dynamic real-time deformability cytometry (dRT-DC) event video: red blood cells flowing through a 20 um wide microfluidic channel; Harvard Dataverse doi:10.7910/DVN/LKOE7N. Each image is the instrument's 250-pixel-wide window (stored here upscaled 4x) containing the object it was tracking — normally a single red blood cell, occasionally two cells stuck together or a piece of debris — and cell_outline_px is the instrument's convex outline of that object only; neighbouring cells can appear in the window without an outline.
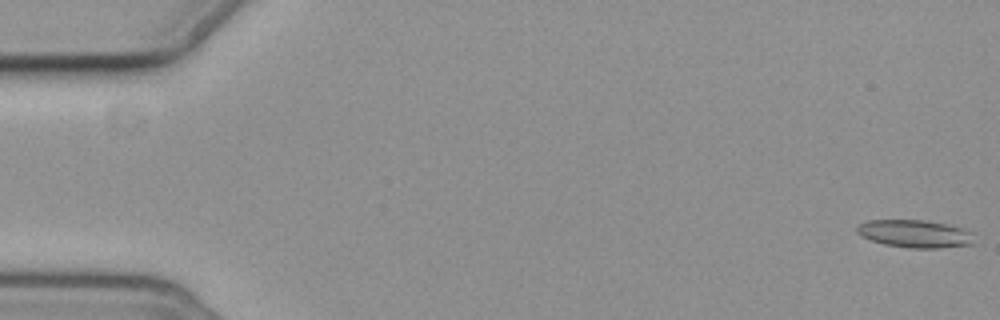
{"species": "common noctule bat (a hibernating species)", "species_latin": "Nyctalus noctula", "temperature_condition": "cold", "stored_images_in_passage": 5, "camera_frame_rate_fps": 3000, "um_per_image_px": 0.085, "animal": {"sex": "female", "body_mass_g": 19.3, "forearm_length_mm": 54.1}, "frame": {"image": 1, "passage_image": 1, "time_ms": 0.0, "image_size_px": [1000, 320], "cell_outline_px": [[976, 244], [940, 248], [908, 248], [884, 244], [872, 240], [856, 232], [856, 228], [860, 224], [868, 220], [920, 220], [944, 224], [960, 228], [968, 232]], "centroid_in_image_um": [77.74, 19.88], "position_along_channel_um": 7.3, "area_um2": 18.55}}
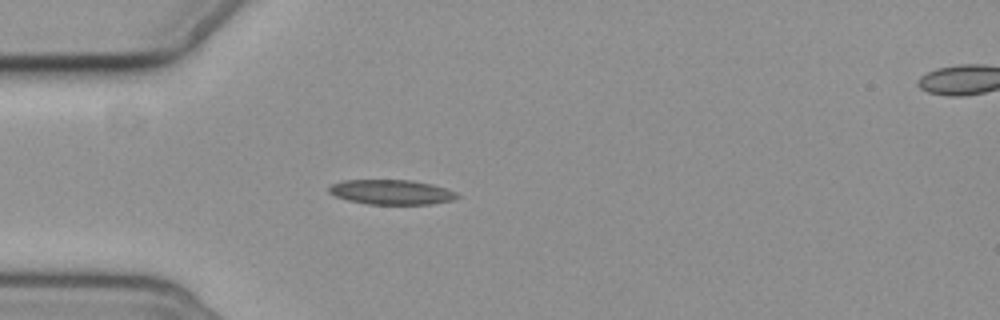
{"frame": {"image": 2, "passage_image": 5, "time_ms": 5.333, "image_size_px": [1000, 320], "cell_outline_px": [[460, 196], [452, 200], [432, 204], [368, 204], [348, 200], [336, 196], [328, 192], [328, 188], [332, 184], [344, 180], [412, 180], [432, 184], [456, 192]], "centroid_in_image_um": [33.27, 16.33], "position_along_channel_um": 51.7, "area_um2": 18.44}}